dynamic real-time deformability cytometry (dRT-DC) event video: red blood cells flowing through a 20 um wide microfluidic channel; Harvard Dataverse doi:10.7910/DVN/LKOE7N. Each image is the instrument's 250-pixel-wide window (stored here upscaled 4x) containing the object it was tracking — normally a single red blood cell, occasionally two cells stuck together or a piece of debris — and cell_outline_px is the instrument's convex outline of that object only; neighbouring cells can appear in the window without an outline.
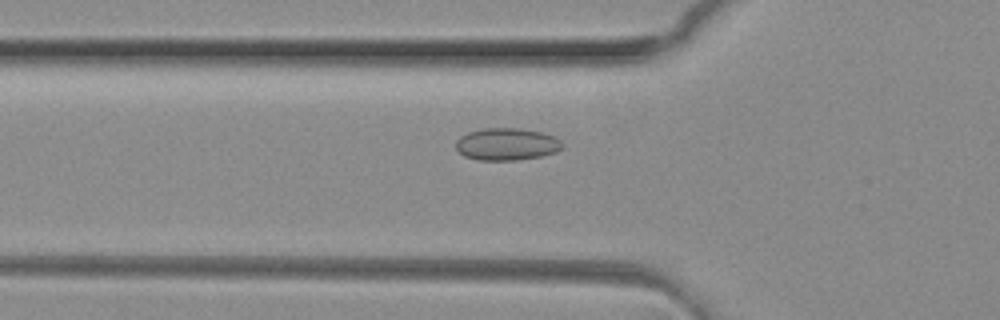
{"species": "common noctule bat (a hibernating species)", "species_latin": "Nyctalus noctula", "temperature_condition": "room temperature", "stored_images_in_passage": 50, "camera_frame_rate_fps": 3000, "um_per_image_px": 0.085, "animal": {"sex": "female", "body_mass_g": 29.2, "forearm_length_mm": 56.3}, "frame": {"image": 1, "passage_image": 17, "time_ms": 5.333, "image_size_px": [1000, 320], "cell_outline_px": [[564, 144], [556, 152], [540, 156], [516, 160], [476, 160], [464, 156], [456, 148], [456, 140], [460, 136], [468, 132], [484, 128], [520, 128], [540, 132], [552, 136], [560, 140]], "centroid_in_image_um": [43.04, 12.25], "position_along_channel_um": 82.8, "area_um2": 19.94}}
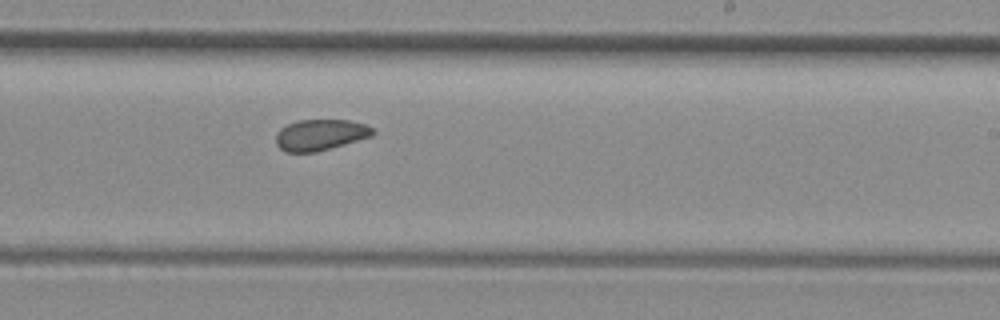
{"frame": {"image": 2, "passage_image": 30, "time_ms": 9.667, "image_size_px": [1000, 320], "cell_outline_px": [[376, 132], [372, 136], [316, 152], [284, 152], [276, 144], [276, 132], [280, 128], [288, 124], [300, 120], [348, 120], [364, 124], [372, 128]], "centroid_in_image_um": [27.2, 11.46], "position_along_channel_um": 261.8, "area_um2": 17.46}}
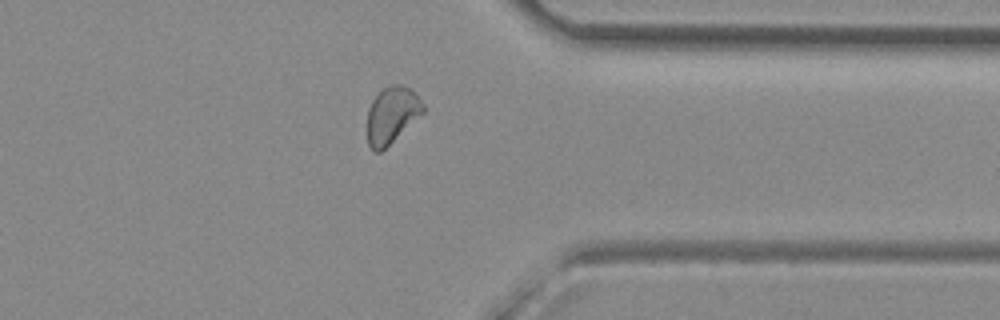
{"frame": {"image": 3, "passage_image": 39, "time_ms": 12.667, "image_size_px": [1000, 320], "cell_outline_px": [[424, 112], [380, 152], [376, 152], [368, 144], [368, 108], [372, 100], [384, 88], [392, 84], [400, 84], [416, 92], [424, 104]], "centroid_in_image_um": [33.32, 9.75], "position_along_channel_um": 378.1, "area_um2": 18.09}, "authors_computed_cell_mechanics": {"area_um2": 18.8139, "velocity_mm_per_s": 4.1297, "shape_relaxation_time_tau1_ms": null, "shape_relaxation_time_tau2_ms": 4.1098, "deformation_change_tau1": null, "deformation_change_tau2": 0.0614}}